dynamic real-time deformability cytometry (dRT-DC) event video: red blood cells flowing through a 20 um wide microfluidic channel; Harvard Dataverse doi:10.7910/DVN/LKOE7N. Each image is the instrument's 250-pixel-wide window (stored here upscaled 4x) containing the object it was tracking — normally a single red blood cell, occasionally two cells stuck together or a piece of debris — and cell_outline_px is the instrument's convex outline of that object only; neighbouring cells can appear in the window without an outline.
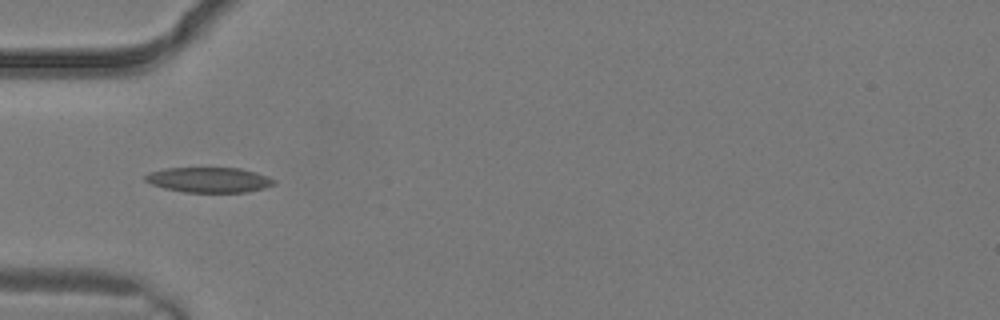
{"species": "common noctule bat (a hibernating species)", "species_latin": "Nyctalus noctula", "temperature_condition": "warm", "stored_images_in_passage": 1, "camera_frame_rate_fps": 3000, "um_per_image_px": 0.085, "animal": {"sex": "male", "body_mass_g": 19.2, "forearm_length_mm": 51.8}, "frame": {"image": 1, "passage_image": 1, "time_ms": 0.0, "image_size_px": [1000, 320], "cell_outline_px": [[276, 184], [264, 188], [248, 192], [184, 192], [164, 188], [152, 184], [144, 180], [144, 176], [152, 172], [164, 168], [240, 168], [256, 172], [268, 176], [276, 180]], "centroid_in_image_um": [17.81, 15.29], "position_along_channel_um": 67.2, "area_um2": 18.9}}